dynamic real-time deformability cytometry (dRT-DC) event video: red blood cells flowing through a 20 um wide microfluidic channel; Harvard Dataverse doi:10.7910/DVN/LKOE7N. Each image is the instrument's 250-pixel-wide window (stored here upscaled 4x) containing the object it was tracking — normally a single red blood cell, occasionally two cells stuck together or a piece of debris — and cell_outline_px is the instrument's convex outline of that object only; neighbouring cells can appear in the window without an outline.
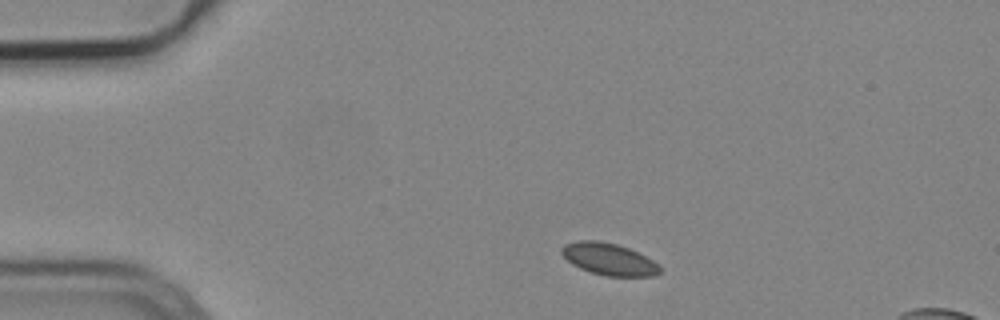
{"species": "common noctule bat (a hibernating species)", "species_latin": "Nyctalus noctula", "temperature_condition": "cold", "stored_images_in_passage": 49, "camera_frame_rate_fps": 3000, "um_per_image_px": 0.085, "animal": {"sex": "male", "body_mass_g": 19.2, "forearm_length_mm": 51.8}, "frame": {"image": 1, "passage_image": 4, "time_ms": 1.0, "image_size_px": [1000, 320], "cell_outline_px": [[664, 268], [660, 272], [652, 276], [604, 276], [580, 268], [572, 264], [560, 252], [560, 248], [564, 244], [580, 240], [600, 240], [616, 244], [628, 248], [652, 260]], "centroid_in_image_um": [51.75, 22.02], "position_along_channel_um": 33.3, "area_um2": 18.26}}
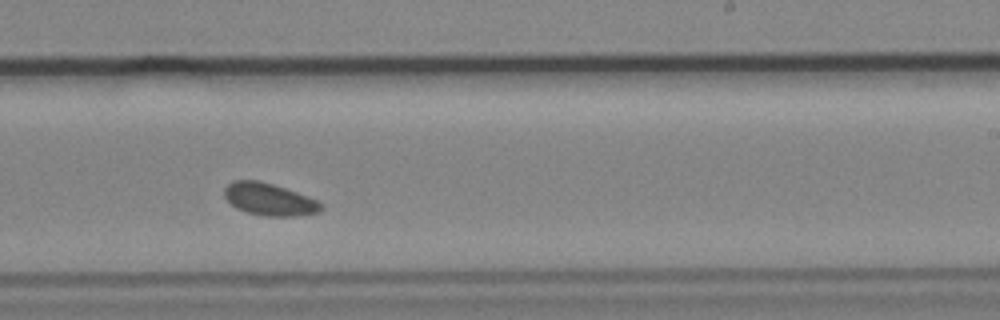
{"frame": {"image": 2, "passage_image": 27, "time_ms": 8.667, "image_size_px": [1000, 320], "cell_outline_px": [[324, 208], [320, 212], [296, 216], [264, 216], [248, 212], [236, 208], [224, 196], [224, 188], [232, 180], [260, 180], [296, 192], [316, 200]], "centroid_in_image_um": [22.87, 16.94], "position_along_channel_um": 266.1, "area_um2": 18.03}}
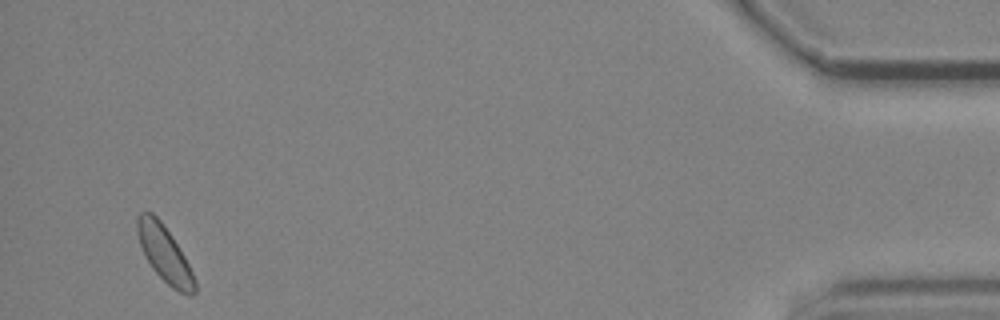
{"frame": {"image": 3, "passage_image": 46, "time_ms": 15.0, "image_size_px": [1000, 320], "cell_outline_px": [[196, 292], [192, 296], [180, 292], [172, 288], [152, 268], [140, 244], [136, 228], [136, 220], [140, 212], [152, 212], [160, 220], [172, 236], [184, 256], [196, 280]], "centroid_in_image_um": [14.0, 21.58], "position_along_channel_um": 421.2, "area_um2": 18.5}}